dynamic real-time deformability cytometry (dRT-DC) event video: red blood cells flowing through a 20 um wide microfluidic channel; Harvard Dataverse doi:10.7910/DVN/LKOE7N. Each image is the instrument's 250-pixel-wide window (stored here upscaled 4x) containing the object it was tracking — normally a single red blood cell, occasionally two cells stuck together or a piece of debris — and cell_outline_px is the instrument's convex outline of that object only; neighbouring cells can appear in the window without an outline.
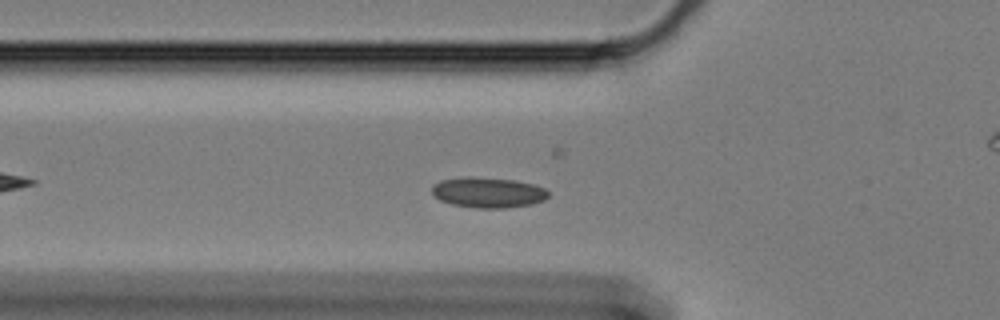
{"species": "Egyptian fruit bat (a non-hibernating species)", "species_latin": "Rousettus aegyptiacus", "temperature_condition": "cold", "stored_images_in_passage": 50, "camera_frame_rate_fps": 3000, "um_per_image_px": 0.085, "animal": {"sex": "female"}, "frame": {"image": 1, "passage_image": 9, "time_ms": 2.667, "image_size_px": [1000, 320], "cell_outline_px": [[548, 196], [544, 200], [532, 204], [508, 208], [476, 208], [452, 204], [440, 200], [432, 196], [432, 184], [440, 180], [464, 176], [468, 176], [516, 180], [532, 184], [544, 188], [548, 192]], "centroid_in_image_um": [41.44, 16.36], "position_along_channel_um": 84.4, "area_um2": 20.87}}
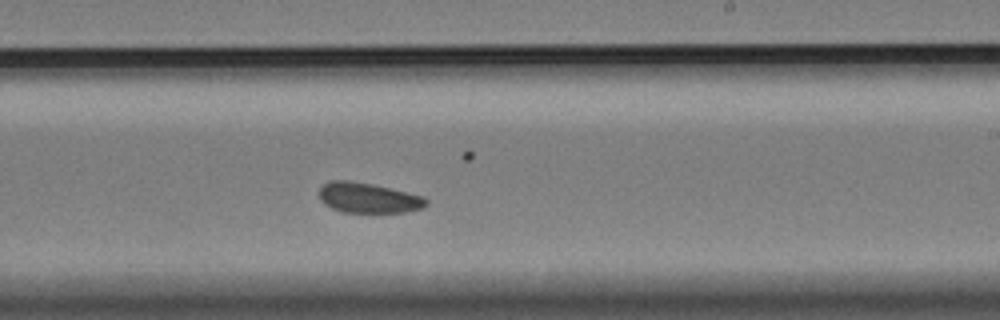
{"frame": {"image": 2, "passage_image": 25, "time_ms": 8.0, "image_size_px": [1000, 320], "cell_outline_px": [[428, 204], [424, 208], [404, 212], [344, 212], [332, 208], [324, 204], [320, 200], [316, 192], [324, 184], [332, 180], [348, 180], [372, 184], [424, 196], [428, 200]], "centroid_in_image_um": [31.29, 16.82], "position_along_channel_um": 257.7, "area_um2": 18.96}}
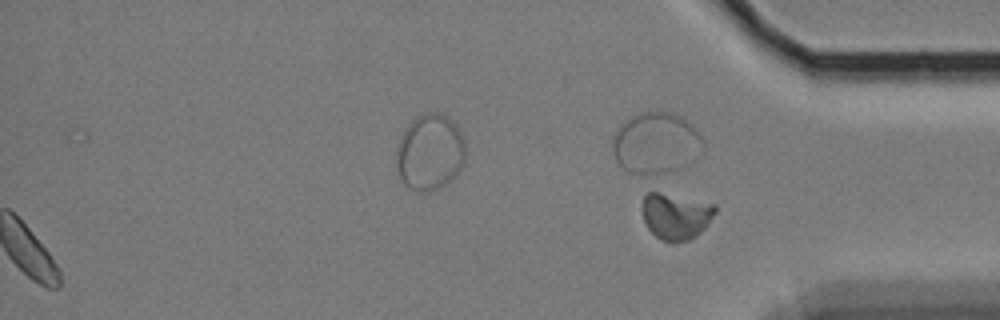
{"frame": {"image": 3, "passage_image": 50, "time_ms": 16.333, "image_size_px": [1000, 320], "cell_outline_px": [[716, 212], [708, 224], [696, 236], [688, 240], [660, 240], [648, 228], [644, 220], [640, 208], [640, 204], [644, 196], [648, 192], [656, 192], [716, 204]], "centroid_in_image_um": [57.42, 18.35], "position_along_channel_um": 377.8, "area_um2": 19.48}, "authors_computed_cell_mechanics": {"area_um2": 19.5942, "velocity_mm_per_s": 3.2373, "shape_relaxation_time_tau1_ms": null, "shape_relaxation_time_tau2_ms": 1.7589, "deformation_change_tau1": null, "deformation_change_tau2": 0.0651}}